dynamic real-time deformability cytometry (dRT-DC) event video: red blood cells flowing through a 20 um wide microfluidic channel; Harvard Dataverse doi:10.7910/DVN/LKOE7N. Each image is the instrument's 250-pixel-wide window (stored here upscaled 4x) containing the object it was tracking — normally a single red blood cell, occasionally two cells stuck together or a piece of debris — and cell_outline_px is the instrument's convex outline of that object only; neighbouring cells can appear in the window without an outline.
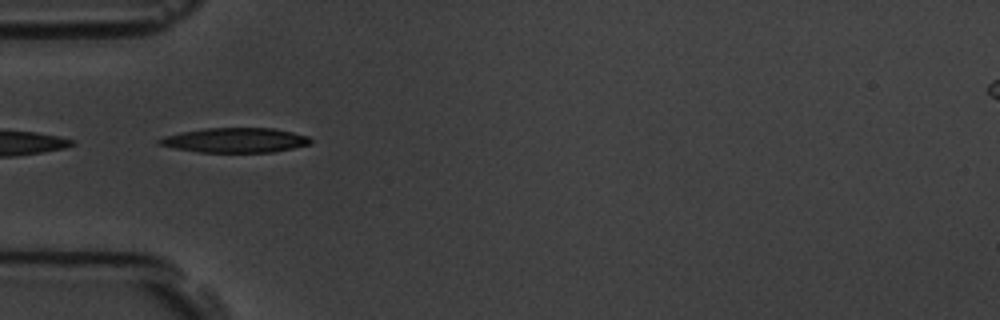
{"species": "common noctule bat (a hibernating species)", "species_latin": "Nyctalus noctula", "temperature_condition": "room temperature", "stored_images_in_passage": 7, "camera_frame_rate_fps": 3000, "um_per_image_px": 0.085, "animal": {"sex": "male", "body_mass_g": 19.5, "forearm_length_mm": 54.6}, "frame": {"image": 1, "passage_image": 5, "time_ms": 4.667, "image_size_px": [1000, 320], "cell_outline_px": [[312, 144], [272, 152], [200, 152], [176, 148], [156, 144], [156, 140], [164, 136], [180, 132], [204, 128], [272, 128], [292, 132], [308, 136], [312, 140]], "centroid_in_image_um": [19.97, 11.91], "position_along_channel_um": 65.0, "area_um2": 21.79}}
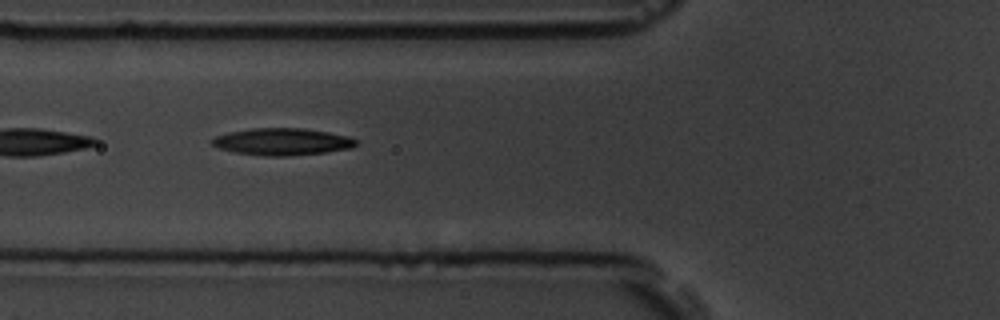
{"frame": {"image": 2, "passage_image": 6, "time_ms": 5.667, "image_size_px": [1000, 320], "cell_outline_px": [[356, 144], [352, 148], [324, 152], [288, 156], [264, 156], [236, 152], [220, 148], [212, 144], [212, 140], [216, 136], [228, 132], [252, 128], [304, 128], [328, 132], [348, 136], [356, 140]], "centroid_in_image_um": [24.0, 12.04], "position_along_channel_um": 101.8, "area_um2": 22.48}}
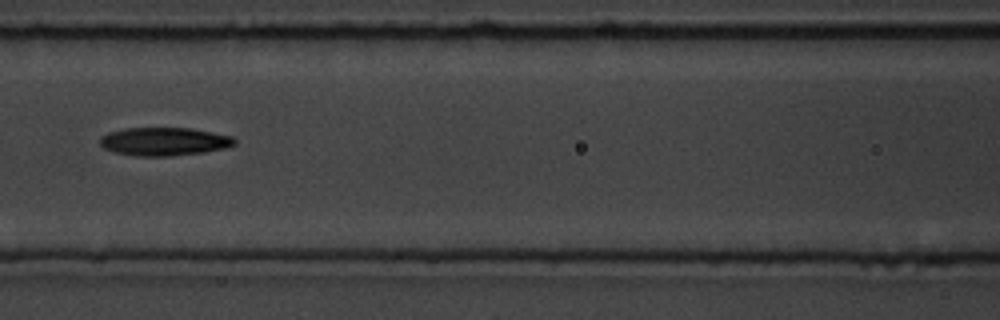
{"frame": {"image": 3, "passage_image": 7, "time_ms": 7.0, "image_size_px": [1000, 320], "cell_outline_px": [[236, 144], [228, 148], [204, 152], [172, 156], [136, 156], [116, 152], [104, 148], [100, 144], [100, 136], [108, 132], [124, 128], [192, 128], [232, 136], [236, 140]], "centroid_in_image_um": [13.97, 12.02], "position_along_channel_um": 152.6, "area_um2": 22.31}}